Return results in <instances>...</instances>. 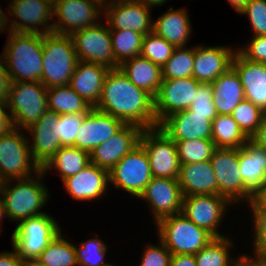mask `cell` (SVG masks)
Returning a JSON list of instances; mask_svg holds the SVG:
<instances>
[{
    "label": "cell",
    "mask_w": 266,
    "mask_h": 266,
    "mask_svg": "<svg viewBox=\"0 0 266 266\" xmlns=\"http://www.w3.org/2000/svg\"><path fill=\"white\" fill-rule=\"evenodd\" d=\"M95 109L143 130L156 127L154 97L136 87L120 68H111L107 73Z\"/></svg>",
    "instance_id": "cell-1"
},
{
    "label": "cell",
    "mask_w": 266,
    "mask_h": 266,
    "mask_svg": "<svg viewBox=\"0 0 266 266\" xmlns=\"http://www.w3.org/2000/svg\"><path fill=\"white\" fill-rule=\"evenodd\" d=\"M8 32L1 58L10 82H41L43 35Z\"/></svg>",
    "instance_id": "cell-2"
},
{
    "label": "cell",
    "mask_w": 266,
    "mask_h": 266,
    "mask_svg": "<svg viewBox=\"0 0 266 266\" xmlns=\"http://www.w3.org/2000/svg\"><path fill=\"white\" fill-rule=\"evenodd\" d=\"M44 175L45 173L41 169L34 175L35 177L16 179L13 186L11 182L14 183V179L4 181L1 194L7 218L20 222L45 213L40 211L48 202L49 197L47 187L45 188L41 182Z\"/></svg>",
    "instance_id": "cell-3"
},
{
    "label": "cell",
    "mask_w": 266,
    "mask_h": 266,
    "mask_svg": "<svg viewBox=\"0 0 266 266\" xmlns=\"http://www.w3.org/2000/svg\"><path fill=\"white\" fill-rule=\"evenodd\" d=\"M43 69L41 83L46 87L67 86L74 73L78 57L70 35H43Z\"/></svg>",
    "instance_id": "cell-4"
},
{
    "label": "cell",
    "mask_w": 266,
    "mask_h": 266,
    "mask_svg": "<svg viewBox=\"0 0 266 266\" xmlns=\"http://www.w3.org/2000/svg\"><path fill=\"white\" fill-rule=\"evenodd\" d=\"M156 224L159 239L172 254L195 255L214 239L181 212L164 217Z\"/></svg>",
    "instance_id": "cell-5"
},
{
    "label": "cell",
    "mask_w": 266,
    "mask_h": 266,
    "mask_svg": "<svg viewBox=\"0 0 266 266\" xmlns=\"http://www.w3.org/2000/svg\"><path fill=\"white\" fill-rule=\"evenodd\" d=\"M6 102L14 128L25 130L48 110L47 88L41 82H10Z\"/></svg>",
    "instance_id": "cell-6"
},
{
    "label": "cell",
    "mask_w": 266,
    "mask_h": 266,
    "mask_svg": "<svg viewBox=\"0 0 266 266\" xmlns=\"http://www.w3.org/2000/svg\"><path fill=\"white\" fill-rule=\"evenodd\" d=\"M59 232L61 228L55 218L43 213L18 223L12 234V246L22 260L38 259Z\"/></svg>",
    "instance_id": "cell-7"
},
{
    "label": "cell",
    "mask_w": 266,
    "mask_h": 266,
    "mask_svg": "<svg viewBox=\"0 0 266 266\" xmlns=\"http://www.w3.org/2000/svg\"><path fill=\"white\" fill-rule=\"evenodd\" d=\"M13 128L0 136V176L4 180L29 178L42 168L32 157L28 137ZM32 164V165H31Z\"/></svg>",
    "instance_id": "cell-8"
},
{
    "label": "cell",
    "mask_w": 266,
    "mask_h": 266,
    "mask_svg": "<svg viewBox=\"0 0 266 266\" xmlns=\"http://www.w3.org/2000/svg\"><path fill=\"white\" fill-rule=\"evenodd\" d=\"M140 144L149 159L153 177L179 178L180 161L175 141L159 126L142 131Z\"/></svg>",
    "instance_id": "cell-9"
},
{
    "label": "cell",
    "mask_w": 266,
    "mask_h": 266,
    "mask_svg": "<svg viewBox=\"0 0 266 266\" xmlns=\"http://www.w3.org/2000/svg\"><path fill=\"white\" fill-rule=\"evenodd\" d=\"M152 177L149 159L141 144L127 153L109 171L110 184L138 198Z\"/></svg>",
    "instance_id": "cell-10"
},
{
    "label": "cell",
    "mask_w": 266,
    "mask_h": 266,
    "mask_svg": "<svg viewBox=\"0 0 266 266\" xmlns=\"http://www.w3.org/2000/svg\"><path fill=\"white\" fill-rule=\"evenodd\" d=\"M102 11L103 7L94 0H55L53 18L57 21L52 23L53 32L71 36L99 23L96 19L99 20Z\"/></svg>",
    "instance_id": "cell-11"
},
{
    "label": "cell",
    "mask_w": 266,
    "mask_h": 266,
    "mask_svg": "<svg viewBox=\"0 0 266 266\" xmlns=\"http://www.w3.org/2000/svg\"><path fill=\"white\" fill-rule=\"evenodd\" d=\"M78 60L119 68L112 49L110 29L100 23L71 35Z\"/></svg>",
    "instance_id": "cell-12"
},
{
    "label": "cell",
    "mask_w": 266,
    "mask_h": 266,
    "mask_svg": "<svg viewBox=\"0 0 266 266\" xmlns=\"http://www.w3.org/2000/svg\"><path fill=\"white\" fill-rule=\"evenodd\" d=\"M200 84L194 77L162 79L159 91L154 97L156 126L168 116L189 109Z\"/></svg>",
    "instance_id": "cell-13"
},
{
    "label": "cell",
    "mask_w": 266,
    "mask_h": 266,
    "mask_svg": "<svg viewBox=\"0 0 266 266\" xmlns=\"http://www.w3.org/2000/svg\"><path fill=\"white\" fill-rule=\"evenodd\" d=\"M217 180V195L231 204L245 200V187L240 173L239 148H216L210 159Z\"/></svg>",
    "instance_id": "cell-14"
},
{
    "label": "cell",
    "mask_w": 266,
    "mask_h": 266,
    "mask_svg": "<svg viewBox=\"0 0 266 266\" xmlns=\"http://www.w3.org/2000/svg\"><path fill=\"white\" fill-rule=\"evenodd\" d=\"M8 8V13L14 16L8 31L40 35L53 32V24L48 25L53 18L52 2L48 0H13ZM37 26H44L43 30Z\"/></svg>",
    "instance_id": "cell-15"
},
{
    "label": "cell",
    "mask_w": 266,
    "mask_h": 266,
    "mask_svg": "<svg viewBox=\"0 0 266 266\" xmlns=\"http://www.w3.org/2000/svg\"><path fill=\"white\" fill-rule=\"evenodd\" d=\"M228 203L231 202L221 195L184 196L181 213L214 238H222L226 236L218 232V226Z\"/></svg>",
    "instance_id": "cell-16"
},
{
    "label": "cell",
    "mask_w": 266,
    "mask_h": 266,
    "mask_svg": "<svg viewBox=\"0 0 266 266\" xmlns=\"http://www.w3.org/2000/svg\"><path fill=\"white\" fill-rule=\"evenodd\" d=\"M103 9L109 29H128L144 35L153 32L151 7L137 0H111Z\"/></svg>",
    "instance_id": "cell-17"
},
{
    "label": "cell",
    "mask_w": 266,
    "mask_h": 266,
    "mask_svg": "<svg viewBox=\"0 0 266 266\" xmlns=\"http://www.w3.org/2000/svg\"><path fill=\"white\" fill-rule=\"evenodd\" d=\"M139 198L150 204L155 223L182 211L183 195L178 179L152 177Z\"/></svg>",
    "instance_id": "cell-18"
},
{
    "label": "cell",
    "mask_w": 266,
    "mask_h": 266,
    "mask_svg": "<svg viewBox=\"0 0 266 266\" xmlns=\"http://www.w3.org/2000/svg\"><path fill=\"white\" fill-rule=\"evenodd\" d=\"M142 131L139 126L125 124L90 153V163L110 171L127 153L140 144Z\"/></svg>",
    "instance_id": "cell-19"
},
{
    "label": "cell",
    "mask_w": 266,
    "mask_h": 266,
    "mask_svg": "<svg viewBox=\"0 0 266 266\" xmlns=\"http://www.w3.org/2000/svg\"><path fill=\"white\" fill-rule=\"evenodd\" d=\"M59 118V113L48 109L37 122L25 129L32 134L30 151L41 168L62 147L58 130Z\"/></svg>",
    "instance_id": "cell-20"
},
{
    "label": "cell",
    "mask_w": 266,
    "mask_h": 266,
    "mask_svg": "<svg viewBox=\"0 0 266 266\" xmlns=\"http://www.w3.org/2000/svg\"><path fill=\"white\" fill-rule=\"evenodd\" d=\"M124 125L120 119L92 108L78 130L75 147L91 153Z\"/></svg>",
    "instance_id": "cell-21"
},
{
    "label": "cell",
    "mask_w": 266,
    "mask_h": 266,
    "mask_svg": "<svg viewBox=\"0 0 266 266\" xmlns=\"http://www.w3.org/2000/svg\"><path fill=\"white\" fill-rule=\"evenodd\" d=\"M239 166L245 200L250 203L266 182V150L249 139L239 148Z\"/></svg>",
    "instance_id": "cell-22"
},
{
    "label": "cell",
    "mask_w": 266,
    "mask_h": 266,
    "mask_svg": "<svg viewBox=\"0 0 266 266\" xmlns=\"http://www.w3.org/2000/svg\"><path fill=\"white\" fill-rule=\"evenodd\" d=\"M232 67L240 76L245 99L266 113V64L250 61L236 49Z\"/></svg>",
    "instance_id": "cell-23"
},
{
    "label": "cell",
    "mask_w": 266,
    "mask_h": 266,
    "mask_svg": "<svg viewBox=\"0 0 266 266\" xmlns=\"http://www.w3.org/2000/svg\"><path fill=\"white\" fill-rule=\"evenodd\" d=\"M235 52L226 46H195L193 77L201 83H212L232 67Z\"/></svg>",
    "instance_id": "cell-24"
},
{
    "label": "cell",
    "mask_w": 266,
    "mask_h": 266,
    "mask_svg": "<svg viewBox=\"0 0 266 266\" xmlns=\"http://www.w3.org/2000/svg\"><path fill=\"white\" fill-rule=\"evenodd\" d=\"M159 127L173 140L212 139V120L190 109L168 116Z\"/></svg>",
    "instance_id": "cell-25"
},
{
    "label": "cell",
    "mask_w": 266,
    "mask_h": 266,
    "mask_svg": "<svg viewBox=\"0 0 266 266\" xmlns=\"http://www.w3.org/2000/svg\"><path fill=\"white\" fill-rule=\"evenodd\" d=\"M66 191L76 200H93L106 193L109 171L92 163L63 180Z\"/></svg>",
    "instance_id": "cell-26"
},
{
    "label": "cell",
    "mask_w": 266,
    "mask_h": 266,
    "mask_svg": "<svg viewBox=\"0 0 266 266\" xmlns=\"http://www.w3.org/2000/svg\"><path fill=\"white\" fill-rule=\"evenodd\" d=\"M110 68L92 62L78 60L69 86L86 103L95 108L100 100L105 77Z\"/></svg>",
    "instance_id": "cell-27"
},
{
    "label": "cell",
    "mask_w": 266,
    "mask_h": 266,
    "mask_svg": "<svg viewBox=\"0 0 266 266\" xmlns=\"http://www.w3.org/2000/svg\"><path fill=\"white\" fill-rule=\"evenodd\" d=\"M178 181L183 197L217 195V180L210 160L180 165Z\"/></svg>",
    "instance_id": "cell-28"
},
{
    "label": "cell",
    "mask_w": 266,
    "mask_h": 266,
    "mask_svg": "<svg viewBox=\"0 0 266 266\" xmlns=\"http://www.w3.org/2000/svg\"><path fill=\"white\" fill-rule=\"evenodd\" d=\"M210 84L218 114L231 115L234 108L245 99L240 76L233 67Z\"/></svg>",
    "instance_id": "cell-29"
},
{
    "label": "cell",
    "mask_w": 266,
    "mask_h": 266,
    "mask_svg": "<svg viewBox=\"0 0 266 266\" xmlns=\"http://www.w3.org/2000/svg\"><path fill=\"white\" fill-rule=\"evenodd\" d=\"M121 71L136 86L155 97L162 83L161 67L142 56L128 59L119 65Z\"/></svg>",
    "instance_id": "cell-30"
},
{
    "label": "cell",
    "mask_w": 266,
    "mask_h": 266,
    "mask_svg": "<svg viewBox=\"0 0 266 266\" xmlns=\"http://www.w3.org/2000/svg\"><path fill=\"white\" fill-rule=\"evenodd\" d=\"M185 9L170 10L154 21L153 31L175 48L185 47L191 34V24Z\"/></svg>",
    "instance_id": "cell-31"
},
{
    "label": "cell",
    "mask_w": 266,
    "mask_h": 266,
    "mask_svg": "<svg viewBox=\"0 0 266 266\" xmlns=\"http://www.w3.org/2000/svg\"><path fill=\"white\" fill-rule=\"evenodd\" d=\"M90 164V153L73 146L61 147L50 160L42 166L46 174L53 167L60 173L62 181L73 176Z\"/></svg>",
    "instance_id": "cell-32"
},
{
    "label": "cell",
    "mask_w": 266,
    "mask_h": 266,
    "mask_svg": "<svg viewBox=\"0 0 266 266\" xmlns=\"http://www.w3.org/2000/svg\"><path fill=\"white\" fill-rule=\"evenodd\" d=\"M48 109L60 115L88 113L92 107L69 85L47 88Z\"/></svg>",
    "instance_id": "cell-33"
},
{
    "label": "cell",
    "mask_w": 266,
    "mask_h": 266,
    "mask_svg": "<svg viewBox=\"0 0 266 266\" xmlns=\"http://www.w3.org/2000/svg\"><path fill=\"white\" fill-rule=\"evenodd\" d=\"M212 140L216 148H241L249 138L231 115L218 114L212 121Z\"/></svg>",
    "instance_id": "cell-34"
},
{
    "label": "cell",
    "mask_w": 266,
    "mask_h": 266,
    "mask_svg": "<svg viewBox=\"0 0 266 266\" xmlns=\"http://www.w3.org/2000/svg\"><path fill=\"white\" fill-rule=\"evenodd\" d=\"M112 49L115 61L122 62L140 56L144 34L132 30L110 29Z\"/></svg>",
    "instance_id": "cell-35"
},
{
    "label": "cell",
    "mask_w": 266,
    "mask_h": 266,
    "mask_svg": "<svg viewBox=\"0 0 266 266\" xmlns=\"http://www.w3.org/2000/svg\"><path fill=\"white\" fill-rule=\"evenodd\" d=\"M46 266H78L75 245L59 232L38 258Z\"/></svg>",
    "instance_id": "cell-36"
},
{
    "label": "cell",
    "mask_w": 266,
    "mask_h": 266,
    "mask_svg": "<svg viewBox=\"0 0 266 266\" xmlns=\"http://www.w3.org/2000/svg\"><path fill=\"white\" fill-rule=\"evenodd\" d=\"M232 242L229 238H214L207 246L194 256L197 266H229L235 260L229 256ZM230 248V249H229Z\"/></svg>",
    "instance_id": "cell-37"
},
{
    "label": "cell",
    "mask_w": 266,
    "mask_h": 266,
    "mask_svg": "<svg viewBox=\"0 0 266 266\" xmlns=\"http://www.w3.org/2000/svg\"><path fill=\"white\" fill-rule=\"evenodd\" d=\"M180 165L208 161L216 149L212 139L174 140Z\"/></svg>",
    "instance_id": "cell-38"
},
{
    "label": "cell",
    "mask_w": 266,
    "mask_h": 266,
    "mask_svg": "<svg viewBox=\"0 0 266 266\" xmlns=\"http://www.w3.org/2000/svg\"><path fill=\"white\" fill-rule=\"evenodd\" d=\"M195 47L175 48L172 56L161 68L162 79H181L193 77Z\"/></svg>",
    "instance_id": "cell-39"
},
{
    "label": "cell",
    "mask_w": 266,
    "mask_h": 266,
    "mask_svg": "<svg viewBox=\"0 0 266 266\" xmlns=\"http://www.w3.org/2000/svg\"><path fill=\"white\" fill-rule=\"evenodd\" d=\"M265 112L254 105L251 101L244 99L232 111V118L238 123L243 133L250 138L260 126Z\"/></svg>",
    "instance_id": "cell-40"
},
{
    "label": "cell",
    "mask_w": 266,
    "mask_h": 266,
    "mask_svg": "<svg viewBox=\"0 0 266 266\" xmlns=\"http://www.w3.org/2000/svg\"><path fill=\"white\" fill-rule=\"evenodd\" d=\"M174 49L172 44L153 31L144 36L140 56L162 68L172 56Z\"/></svg>",
    "instance_id": "cell-41"
},
{
    "label": "cell",
    "mask_w": 266,
    "mask_h": 266,
    "mask_svg": "<svg viewBox=\"0 0 266 266\" xmlns=\"http://www.w3.org/2000/svg\"><path fill=\"white\" fill-rule=\"evenodd\" d=\"M80 248L75 246L78 266H105L104 257L107 252V245L95 237L81 242Z\"/></svg>",
    "instance_id": "cell-42"
},
{
    "label": "cell",
    "mask_w": 266,
    "mask_h": 266,
    "mask_svg": "<svg viewBox=\"0 0 266 266\" xmlns=\"http://www.w3.org/2000/svg\"><path fill=\"white\" fill-rule=\"evenodd\" d=\"M254 222V255L266 258V208L259 207L253 200L249 203Z\"/></svg>",
    "instance_id": "cell-43"
},
{
    "label": "cell",
    "mask_w": 266,
    "mask_h": 266,
    "mask_svg": "<svg viewBox=\"0 0 266 266\" xmlns=\"http://www.w3.org/2000/svg\"><path fill=\"white\" fill-rule=\"evenodd\" d=\"M87 113L60 115L58 120L59 137L62 147H75V138Z\"/></svg>",
    "instance_id": "cell-44"
},
{
    "label": "cell",
    "mask_w": 266,
    "mask_h": 266,
    "mask_svg": "<svg viewBox=\"0 0 266 266\" xmlns=\"http://www.w3.org/2000/svg\"><path fill=\"white\" fill-rule=\"evenodd\" d=\"M194 114L208 115V120H214L218 115L213 103V93L210 83H201L189 108Z\"/></svg>",
    "instance_id": "cell-45"
},
{
    "label": "cell",
    "mask_w": 266,
    "mask_h": 266,
    "mask_svg": "<svg viewBox=\"0 0 266 266\" xmlns=\"http://www.w3.org/2000/svg\"><path fill=\"white\" fill-rule=\"evenodd\" d=\"M240 13L248 16L254 36L266 35V0H250Z\"/></svg>",
    "instance_id": "cell-46"
},
{
    "label": "cell",
    "mask_w": 266,
    "mask_h": 266,
    "mask_svg": "<svg viewBox=\"0 0 266 266\" xmlns=\"http://www.w3.org/2000/svg\"><path fill=\"white\" fill-rule=\"evenodd\" d=\"M160 245H148L144 249L139 266H170L172 253L159 239Z\"/></svg>",
    "instance_id": "cell-47"
},
{
    "label": "cell",
    "mask_w": 266,
    "mask_h": 266,
    "mask_svg": "<svg viewBox=\"0 0 266 266\" xmlns=\"http://www.w3.org/2000/svg\"><path fill=\"white\" fill-rule=\"evenodd\" d=\"M237 50L250 61L266 64V35L253 36L244 49Z\"/></svg>",
    "instance_id": "cell-48"
},
{
    "label": "cell",
    "mask_w": 266,
    "mask_h": 266,
    "mask_svg": "<svg viewBox=\"0 0 266 266\" xmlns=\"http://www.w3.org/2000/svg\"><path fill=\"white\" fill-rule=\"evenodd\" d=\"M6 109H8L7 102L0 101V136L7 134L14 128L11 114H7Z\"/></svg>",
    "instance_id": "cell-49"
},
{
    "label": "cell",
    "mask_w": 266,
    "mask_h": 266,
    "mask_svg": "<svg viewBox=\"0 0 266 266\" xmlns=\"http://www.w3.org/2000/svg\"><path fill=\"white\" fill-rule=\"evenodd\" d=\"M10 80L4 62L0 56V101H6Z\"/></svg>",
    "instance_id": "cell-50"
},
{
    "label": "cell",
    "mask_w": 266,
    "mask_h": 266,
    "mask_svg": "<svg viewBox=\"0 0 266 266\" xmlns=\"http://www.w3.org/2000/svg\"><path fill=\"white\" fill-rule=\"evenodd\" d=\"M257 146L266 150V113L261 121L257 131L249 138Z\"/></svg>",
    "instance_id": "cell-51"
},
{
    "label": "cell",
    "mask_w": 266,
    "mask_h": 266,
    "mask_svg": "<svg viewBox=\"0 0 266 266\" xmlns=\"http://www.w3.org/2000/svg\"><path fill=\"white\" fill-rule=\"evenodd\" d=\"M170 266H197V264L192 254H172Z\"/></svg>",
    "instance_id": "cell-52"
},
{
    "label": "cell",
    "mask_w": 266,
    "mask_h": 266,
    "mask_svg": "<svg viewBox=\"0 0 266 266\" xmlns=\"http://www.w3.org/2000/svg\"><path fill=\"white\" fill-rule=\"evenodd\" d=\"M14 252H0V266H22L23 260Z\"/></svg>",
    "instance_id": "cell-53"
},
{
    "label": "cell",
    "mask_w": 266,
    "mask_h": 266,
    "mask_svg": "<svg viewBox=\"0 0 266 266\" xmlns=\"http://www.w3.org/2000/svg\"><path fill=\"white\" fill-rule=\"evenodd\" d=\"M243 266H266V258L255 256L254 259L248 255H243Z\"/></svg>",
    "instance_id": "cell-54"
},
{
    "label": "cell",
    "mask_w": 266,
    "mask_h": 266,
    "mask_svg": "<svg viewBox=\"0 0 266 266\" xmlns=\"http://www.w3.org/2000/svg\"><path fill=\"white\" fill-rule=\"evenodd\" d=\"M253 201L259 206L266 208V182L261 190L253 197Z\"/></svg>",
    "instance_id": "cell-55"
},
{
    "label": "cell",
    "mask_w": 266,
    "mask_h": 266,
    "mask_svg": "<svg viewBox=\"0 0 266 266\" xmlns=\"http://www.w3.org/2000/svg\"><path fill=\"white\" fill-rule=\"evenodd\" d=\"M232 7L240 13L250 0H228Z\"/></svg>",
    "instance_id": "cell-56"
},
{
    "label": "cell",
    "mask_w": 266,
    "mask_h": 266,
    "mask_svg": "<svg viewBox=\"0 0 266 266\" xmlns=\"http://www.w3.org/2000/svg\"><path fill=\"white\" fill-rule=\"evenodd\" d=\"M8 22L9 19L7 18V15L3 11V9L0 8V31L4 32L5 29L7 30V25H9Z\"/></svg>",
    "instance_id": "cell-57"
},
{
    "label": "cell",
    "mask_w": 266,
    "mask_h": 266,
    "mask_svg": "<svg viewBox=\"0 0 266 266\" xmlns=\"http://www.w3.org/2000/svg\"><path fill=\"white\" fill-rule=\"evenodd\" d=\"M141 3H143L144 5L150 7H154V6H161L164 3H166L167 0H137Z\"/></svg>",
    "instance_id": "cell-58"
},
{
    "label": "cell",
    "mask_w": 266,
    "mask_h": 266,
    "mask_svg": "<svg viewBox=\"0 0 266 266\" xmlns=\"http://www.w3.org/2000/svg\"><path fill=\"white\" fill-rule=\"evenodd\" d=\"M22 266H46L39 259L23 260Z\"/></svg>",
    "instance_id": "cell-59"
},
{
    "label": "cell",
    "mask_w": 266,
    "mask_h": 266,
    "mask_svg": "<svg viewBox=\"0 0 266 266\" xmlns=\"http://www.w3.org/2000/svg\"><path fill=\"white\" fill-rule=\"evenodd\" d=\"M5 216L7 217L6 211H5V208H4V202H3L2 194L0 193V232L2 231L1 230V220Z\"/></svg>",
    "instance_id": "cell-60"
},
{
    "label": "cell",
    "mask_w": 266,
    "mask_h": 266,
    "mask_svg": "<svg viewBox=\"0 0 266 266\" xmlns=\"http://www.w3.org/2000/svg\"><path fill=\"white\" fill-rule=\"evenodd\" d=\"M229 266H243V255L239 259H236L231 265Z\"/></svg>",
    "instance_id": "cell-61"
},
{
    "label": "cell",
    "mask_w": 266,
    "mask_h": 266,
    "mask_svg": "<svg viewBox=\"0 0 266 266\" xmlns=\"http://www.w3.org/2000/svg\"><path fill=\"white\" fill-rule=\"evenodd\" d=\"M94 1L98 2L102 7L108 4L107 2H105L106 0H94Z\"/></svg>",
    "instance_id": "cell-62"
},
{
    "label": "cell",
    "mask_w": 266,
    "mask_h": 266,
    "mask_svg": "<svg viewBox=\"0 0 266 266\" xmlns=\"http://www.w3.org/2000/svg\"><path fill=\"white\" fill-rule=\"evenodd\" d=\"M4 181L5 180L0 176V193H1L2 189H3Z\"/></svg>",
    "instance_id": "cell-63"
},
{
    "label": "cell",
    "mask_w": 266,
    "mask_h": 266,
    "mask_svg": "<svg viewBox=\"0 0 266 266\" xmlns=\"http://www.w3.org/2000/svg\"><path fill=\"white\" fill-rule=\"evenodd\" d=\"M105 266H114L113 264L107 263Z\"/></svg>",
    "instance_id": "cell-64"
}]
</instances>
